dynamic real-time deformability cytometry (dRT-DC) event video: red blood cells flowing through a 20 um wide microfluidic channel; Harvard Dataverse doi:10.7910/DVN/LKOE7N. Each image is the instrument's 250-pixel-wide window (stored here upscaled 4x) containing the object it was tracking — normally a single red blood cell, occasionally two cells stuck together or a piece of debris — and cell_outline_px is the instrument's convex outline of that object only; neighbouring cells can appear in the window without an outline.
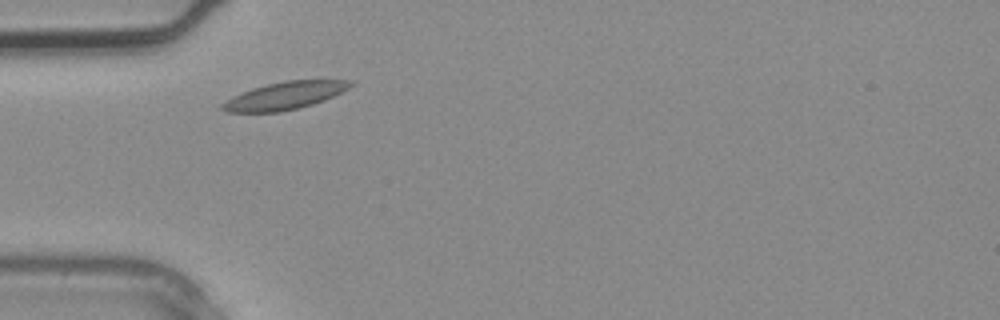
{"species": "common noctule bat (a hibernating species)", "species_latin": "Nyctalus noctula", "temperature_condition": "warm", "stored_images_in_passage": 1, "camera_frame_rate_fps": 3000, "um_per_image_px": 0.085, "animal": {"sex": "male", "body_mass_g": 20.4}, "frame": {"image": 1, "passage_image": 1, "time_ms": 0.0, "image_size_px": [1000, 320], "cell_outline_px": [[356, 84], [324, 100], [312, 104], [280, 112], [228, 112], [220, 108], [220, 104], [232, 96], [252, 88], [284, 80], [352, 80]], "centroid_in_image_um": [24.18, 8.12], "position_along_channel_um": 60.8, "area_um2": 20.46}}